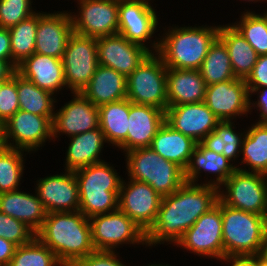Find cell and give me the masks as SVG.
<instances>
[{"label": "cell", "instance_id": "cell-1", "mask_svg": "<svg viewBox=\"0 0 267 266\" xmlns=\"http://www.w3.org/2000/svg\"><path fill=\"white\" fill-rule=\"evenodd\" d=\"M219 200V189L185 182L174 193L163 196L155 223L146 232V247L175 244L202 215Z\"/></svg>", "mask_w": 267, "mask_h": 266}, {"label": "cell", "instance_id": "cell-2", "mask_svg": "<svg viewBox=\"0 0 267 266\" xmlns=\"http://www.w3.org/2000/svg\"><path fill=\"white\" fill-rule=\"evenodd\" d=\"M36 237L56 254L64 266H73L95 251L90 220L81 211L48 213Z\"/></svg>", "mask_w": 267, "mask_h": 266}, {"label": "cell", "instance_id": "cell-3", "mask_svg": "<svg viewBox=\"0 0 267 266\" xmlns=\"http://www.w3.org/2000/svg\"><path fill=\"white\" fill-rule=\"evenodd\" d=\"M206 26L171 27L159 41H151L152 53H157L167 68L199 70L220 27Z\"/></svg>", "mask_w": 267, "mask_h": 266}, {"label": "cell", "instance_id": "cell-4", "mask_svg": "<svg viewBox=\"0 0 267 266\" xmlns=\"http://www.w3.org/2000/svg\"><path fill=\"white\" fill-rule=\"evenodd\" d=\"M79 190V211L87 218L118 209L122 180L113 165L105 161L74 171Z\"/></svg>", "mask_w": 267, "mask_h": 266}, {"label": "cell", "instance_id": "cell-5", "mask_svg": "<svg viewBox=\"0 0 267 266\" xmlns=\"http://www.w3.org/2000/svg\"><path fill=\"white\" fill-rule=\"evenodd\" d=\"M222 236L224 257L260 255L267 241V216L222 203Z\"/></svg>", "mask_w": 267, "mask_h": 266}, {"label": "cell", "instance_id": "cell-6", "mask_svg": "<svg viewBox=\"0 0 267 266\" xmlns=\"http://www.w3.org/2000/svg\"><path fill=\"white\" fill-rule=\"evenodd\" d=\"M125 157L128 179L149 184L162 197L174 193L185 183L184 170L150 147L130 150Z\"/></svg>", "mask_w": 267, "mask_h": 266}, {"label": "cell", "instance_id": "cell-7", "mask_svg": "<svg viewBox=\"0 0 267 266\" xmlns=\"http://www.w3.org/2000/svg\"><path fill=\"white\" fill-rule=\"evenodd\" d=\"M126 98L135 104L167 109V67L157 53H151L127 77Z\"/></svg>", "mask_w": 267, "mask_h": 266}, {"label": "cell", "instance_id": "cell-8", "mask_svg": "<svg viewBox=\"0 0 267 266\" xmlns=\"http://www.w3.org/2000/svg\"><path fill=\"white\" fill-rule=\"evenodd\" d=\"M96 251H114L123 244L146 245V232L119 208L89 218Z\"/></svg>", "mask_w": 267, "mask_h": 266}, {"label": "cell", "instance_id": "cell-9", "mask_svg": "<svg viewBox=\"0 0 267 266\" xmlns=\"http://www.w3.org/2000/svg\"><path fill=\"white\" fill-rule=\"evenodd\" d=\"M219 200L231 208L267 216V187L264 174L237 169L220 186Z\"/></svg>", "mask_w": 267, "mask_h": 266}, {"label": "cell", "instance_id": "cell-10", "mask_svg": "<svg viewBox=\"0 0 267 266\" xmlns=\"http://www.w3.org/2000/svg\"><path fill=\"white\" fill-rule=\"evenodd\" d=\"M53 118L19 109L2 125V145L28 153L38 150L48 139H53Z\"/></svg>", "mask_w": 267, "mask_h": 266}, {"label": "cell", "instance_id": "cell-11", "mask_svg": "<svg viewBox=\"0 0 267 266\" xmlns=\"http://www.w3.org/2000/svg\"><path fill=\"white\" fill-rule=\"evenodd\" d=\"M66 86L72 92H81L99 65L97 38L73 32L62 57Z\"/></svg>", "mask_w": 267, "mask_h": 266}, {"label": "cell", "instance_id": "cell-12", "mask_svg": "<svg viewBox=\"0 0 267 266\" xmlns=\"http://www.w3.org/2000/svg\"><path fill=\"white\" fill-rule=\"evenodd\" d=\"M176 245L201 257L222 259V202L218 200L214 207L202 214Z\"/></svg>", "mask_w": 267, "mask_h": 266}, {"label": "cell", "instance_id": "cell-13", "mask_svg": "<svg viewBox=\"0 0 267 266\" xmlns=\"http://www.w3.org/2000/svg\"><path fill=\"white\" fill-rule=\"evenodd\" d=\"M128 180H122L118 208L147 232L156 221L163 197L145 182Z\"/></svg>", "mask_w": 267, "mask_h": 266}, {"label": "cell", "instance_id": "cell-14", "mask_svg": "<svg viewBox=\"0 0 267 266\" xmlns=\"http://www.w3.org/2000/svg\"><path fill=\"white\" fill-rule=\"evenodd\" d=\"M72 14L73 32L99 38L118 34L119 0H79Z\"/></svg>", "mask_w": 267, "mask_h": 266}, {"label": "cell", "instance_id": "cell-15", "mask_svg": "<svg viewBox=\"0 0 267 266\" xmlns=\"http://www.w3.org/2000/svg\"><path fill=\"white\" fill-rule=\"evenodd\" d=\"M149 1L151 0H119L118 34L152 53L145 44L154 37L159 18Z\"/></svg>", "mask_w": 267, "mask_h": 266}, {"label": "cell", "instance_id": "cell-16", "mask_svg": "<svg viewBox=\"0 0 267 266\" xmlns=\"http://www.w3.org/2000/svg\"><path fill=\"white\" fill-rule=\"evenodd\" d=\"M204 103L219 121H232L249 110V90L244 79H232L206 87ZM234 117V118H233Z\"/></svg>", "mask_w": 267, "mask_h": 266}, {"label": "cell", "instance_id": "cell-17", "mask_svg": "<svg viewBox=\"0 0 267 266\" xmlns=\"http://www.w3.org/2000/svg\"><path fill=\"white\" fill-rule=\"evenodd\" d=\"M151 52L115 34L97 38L99 65L109 67L128 77Z\"/></svg>", "mask_w": 267, "mask_h": 266}, {"label": "cell", "instance_id": "cell-18", "mask_svg": "<svg viewBox=\"0 0 267 266\" xmlns=\"http://www.w3.org/2000/svg\"><path fill=\"white\" fill-rule=\"evenodd\" d=\"M72 94H74L73 99L54 113L52 121L54 138H58L60 133L71 137L99 128V108L80 92Z\"/></svg>", "mask_w": 267, "mask_h": 266}, {"label": "cell", "instance_id": "cell-19", "mask_svg": "<svg viewBox=\"0 0 267 266\" xmlns=\"http://www.w3.org/2000/svg\"><path fill=\"white\" fill-rule=\"evenodd\" d=\"M50 175L36 181L35 193L48 213L79 211L78 182L74 171Z\"/></svg>", "mask_w": 267, "mask_h": 266}, {"label": "cell", "instance_id": "cell-20", "mask_svg": "<svg viewBox=\"0 0 267 266\" xmlns=\"http://www.w3.org/2000/svg\"><path fill=\"white\" fill-rule=\"evenodd\" d=\"M165 122L176 131L200 143L220 121L202 101L167 107Z\"/></svg>", "mask_w": 267, "mask_h": 266}, {"label": "cell", "instance_id": "cell-21", "mask_svg": "<svg viewBox=\"0 0 267 266\" xmlns=\"http://www.w3.org/2000/svg\"><path fill=\"white\" fill-rule=\"evenodd\" d=\"M38 12L35 53L62 59L73 33L71 12Z\"/></svg>", "mask_w": 267, "mask_h": 266}, {"label": "cell", "instance_id": "cell-22", "mask_svg": "<svg viewBox=\"0 0 267 266\" xmlns=\"http://www.w3.org/2000/svg\"><path fill=\"white\" fill-rule=\"evenodd\" d=\"M127 139L118 147L123 152L150 147L158 129L165 122V111L151 105L131 102Z\"/></svg>", "mask_w": 267, "mask_h": 266}, {"label": "cell", "instance_id": "cell-23", "mask_svg": "<svg viewBox=\"0 0 267 266\" xmlns=\"http://www.w3.org/2000/svg\"><path fill=\"white\" fill-rule=\"evenodd\" d=\"M16 71L53 94L67 87L62 59L33 53L18 65Z\"/></svg>", "mask_w": 267, "mask_h": 266}, {"label": "cell", "instance_id": "cell-24", "mask_svg": "<svg viewBox=\"0 0 267 266\" xmlns=\"http://www.w3.org/2000/svg\"><path fill=\"white\" fill-rule=\"evenodd\" d=\"M228 160L223 154L206 149L201 143H197L191 154L189 163L184 170L185 182L197 184L200 173L203 171L214 174L216 179L204 183L206 185L220 186L237 170L238 166ZM201 171V172H200Z\"/></svg>", "mask_w": 267, "mask_h": 266}, {"label": "cell", "instance_id": "cell-25", "mask_svg": "<svg viewBox=\"0 0 267 266\" xmlns=\"http://www.w3.org/2000/svg\"><path fill=\"white\" fill-rule=\"evenodd\" d=\"M0 211L30 227L37 233L47 217V210L37 194L16 190L0 193Z\"/></svg>", "mask_w": 267, "mask_h": 266}, {"label": "cell", "instance_id": "cell-26", "mask_svg": "<svg viewBox=\"0 0 267 266\" xmlns=\"http://www.w3.org/2000/svg\"><path fill=\"white\" fill-rule=\"evenodd\" d=\"M206 87L198 69L167 68L168 107L204 101Z\"/></svg>", "mask_w": 267, "mask_h": 266}, {"label": "cell", "instance_id": "cell-27", "mask_svg": "<svg viewBox=\"0 0 267 266\" xmlns=\"http://www.w3.org/2000/svg\"><path fill=\"white\" fill-rule=\"evenodd\" d=\"M80 93L97 107L122 100L127 97V77L112 68L98 65Z\"/></svg>", "mask_w": 267, "mask_h": 266}, {"label": "cell", "instance_id": "cell-28", "mask_svg": "<svg viewBox=\"0 0 267 266\" xmlns=\"http://www.w3.org/2000/svg\"><path fill=\"white\" fill-rule=\"evenodd\" d=\"M196 145L197 142L192 138L164 122L152 139L150 148L165 160L172 161L185 170Z\"/></svg>", "mask_w": 267, "mask_h": 266}, {"label": "cell", "instance_id": "cell-29", "mask_svg": "<svg viewBox=\"0 0 267 266\" xmlns=\"http://www.w3.org/2000/svg\"><path fill=\"white\" fill-rule=\"evenodd\" d=\"M70 140L71 143L68 146L64 164L66 170L75 171L104 161L99 155H101L102 148L107 142L100 127L71 136Z\"/></svg>", "mask_w": 267, "mask_h": 266}, {"label": "cell", "instance_id": "cell-30", "mask_svg": "<svg viewBox=\"0 0 267 266\" xmlns=\"http://www.w3.org/2000/svg\"><path fill=\"white\" fill-rule=\"evenodd\" d=\"M218 38L228 50L234 76L246 80L259 55L231 24L220 25Z\"/></svg>", "mask_w": 267, "mask_h": 266}, {"label": "cell", "instance_id": "cell-31", "mask_svg": "<svg viewBox=\"0 0 267 266\" xmlns=\"http://www.w3.org/2000/svg\"><path fill=\"white\" fill-rule=\"evenodd\" d=\"M246 130L242 141V163L248 166L237 168L244 172L267 173V123L258 121ZM251 168V169H250Z\"/></svg>", "mask_w": 267, "mask_h": 266}, {"label": "cell", "instance_id": "cell-32", "mask_svg": "<svg viewBox=\"0 0 267 266\" xmlns=\"http://www.w3.org/2000/svg\"><path fill=\"white\" fill-rule=\"evenodd\" d=\"M131 102L124 98L99 106L100 129L107 143L119 147L128 133V119Z\"/></svg>", "mask_w": 267, "mask_h": 266}, {"label": "cell", "instance_id": "cell-33", "mask_svg": "<svg viewBox=\"0 0 267 266\" xmlns=\"http://www.w3.org/2000/svg\"><path fill=\"white\" fill-rule=\"evenodd\" d=\"M17 94L19 109L39 116H54L56 98L54 94L39 88L17 72Z\"/></svg>", "mask_w": 267, "mask_h": 266}, {"label": "cell", "instance_id": "cell-34", "mask_svg": "<svg viewBox=\"0 0 267 266\" xmlns=\"http://www.w3.org/2000/svg\"><path fill=\"white\" fill-rule=\"evenodd\" d=\"M234 122L220 121L215 129L207 135L200 143L208 150L217 154H223L228 160H235L241 154V147L245 130L243 133H236Z\"/></svg>", "mask_w": 267, "mask_h": 266}, {"label": "cell", "instance_id": "cell-35", "mask_svg": "<svg viewBox=\"0 0 267 266\" xmlns=\"http://www.w3.org/2000/svg\"><path fill=\"white\" fill-rule=\"evenodd\" d=\"M199 70L207 86L236 78L228 50L219 38L210 46Z\"/></svg>", "mask_w": 267, "mask_h": 266}, {"label": "cell", "instance_id": "cell-36", "mask_svg": "<svg viewBox=\"0 0 267 266\" xmlns=\"http://www.w3.org/2000/svg\"><path fill=\"white\" fill-rule=\"evenodd\" d=\"M38 12L9 28L12 66L18 65L35 53Z\"/></svg>", "mask_w": 267, "mask_h": 266}, {"label": "cell", "instance_id": "cell-37", "mask_svg": "<svg viewBox=\"0 0 267 266\" xmlns=\"http://www.w3.org/2000/svg\"><path fill=\"white\" fill-rule=\"evenodd\" d=\"M25 150L0 146V193L19 190L24 170Z\"/></svg>", "mask_w": 267, "mask_h": 266}, {"label": "cell", "instance_id": "cell-38", "mask_svg": "<svg viewBox=\"0 0 267 266\" xmlns=\"http://www.w3.org/2000/svg\"><path fill=\"white\" fill-rule=\"evenodd\" d=\"M231 25L247 40L257 54L267 55V11L256 14L246 10L238 22Z\"/></svg>", "mask_w": 267, "mask_h": 266}, {"label": "cell", "instance_id": "cell-39", "mask_svg": "<svg viewBox=\"0 0 267 266\" xmlns=\"http://www.w3.org/2000/svg\"><path fill=\"white\" fill-rule=\"evenodd\" d=\"M8 266H64L56 254L37 237L16 247Z\"/></svg>", "mask_w": 267, "mask_h": 266}, {"label": "cell", "instance_id": "cell-40", "mask_svg": "<svg viewBox=\"0 0 267 266\" xmlns=\"http://www.w3.org/2000/svg\"><path fill=\"white\" fill-rule=\"evenodd\" d=\"M0 237L18 247L30 243L36 233L25 223L0 211Z\"/></svg>", "mask_w": 267, "mask_h": 266}, {"label": "cell", "instance_id": "cell-41", "mask_svg": "<svg viewBox=\"0 0 267 266\" xmlns=\"http://www.w3.org/2000/svg\"><path fill=\"white\" fill-rule=\"evenodd\" d=\"M32 0H0V27L10 28L26 20L36 12Z\"/></svg>", "mask_w": 267, "mask_h": 266}, {"label": "cell", "instance_id": "cell-42", "mask_svg": "<svg viewBox=\"0 0 267 266\" xmlns=\"http://www.w3.org/2000/svg\"><path fill=\"white\" fill-rule=\"evenodd\" d=\"M19 110L17 71L2 84L0 90V124L3 125Z\"/></svg>", "mask_w": 267, "mask_h": 266}, {"label": "cell", "instance_id": "cell-43", "mask_svg": "<svg viewBox=\"0 0 267 266\" xmlns=\"http://www.w3.org/2000/svg\"><path fill=\"white\" fill-rule=\"evenodd\" d=\"M115 251H94L79 259L73 266H126Z\"/></svg>", "mask_w": 267, "mask_h": 266}, {"label": "cell", "instance_id": "cell-44", "mask_svg": "<svg viewBox=\"0 0 267 266\" xmlns=\"http://www.w3.org/2000/svg\"><path fill=\"white\" fill-rule=\"evenodd\" d=\"M245 82L248 88L267 87V55L258 56L257 62Z\"/></svg>", "mask_w": 267, "mask_h": 266}, {"label": "cell", "instance_id": "cell-45", "mask_svg": "<svg viewBox=\"0 0 267 266\" xmlns=\"http://www.w3.org/2000/svg\"><path fill=\"white\" fill-rule=\"evenodd\" d=\"M248 90H249V110L257 108V111L258 110L260 111L259 121H263L267 117V87L248 88ZM255 93L259 95L258 96L259 99L254 102L253 100H251V97Z\"/></svg>", "mask_w": 267, "mask_h": 266}, {"label": "cell", "instance_id": "cell-46", "mask_svg": "<svg viewBox=\"0 0 267 266\" xmlns=\"http://www.w3.org/2000/svg\"><path fill=\"white\" fill-rule=\"evenodd\" d=\"M0 59L12 65L11 42L8 28L0 27Z\"/></svg>", "mask_w": 267, "mask_h": 266}, {"label": "cell", "instance_id": "cell-47", "mask_svg": "<svg viewBox=\"0 0 267 266\" xmlns=\"http://www.w3.org/2000/svg\"><path fill=\"white\" fill-rule=\"evenodd\" d=\"M16 247L12 242L0 237V266H8Z\"/></svg>", "mask_w": 267, "mask_h": 266}, {"label": "cell", "instance_id": "cell-48", "mask_svg": "<svg viewBox=\"0 0 267 266\" xmlns=\"http://www.w3.org/2000/svg\"><path fill=\"white\" fill-rule=\"evenodd\" d=\"M220 261L230 262L231 266H257V255L225 256Z\"/></svg>", "mask_w": 267, "mask_h": 266}, {"label": "cell", "instance_id": "cell-49", "mask_svg": "<svg viewBox=\"0 0 267 266\" xmlns=\"http://www.w3.org/2000/svg\"><path fill=\"white\" fill-rule=\"evenodd\" d=\"M16 69L5 60L0 59V80H8Z\"/></svg>", "mask_w": 267, "mask_h": 266}, {"label": "cell", "instance_id": "cell-50", "mask_svg": "<svg viewBox=\"0 0 267 266\" xmlns=\"http://www.w3.org/2000/svg\"><path fill=\"white\" fill-rule=\"evenodd\" d=\"M260 257L267 262V241L265 242L264 246L261 249Z\"/></svg>", "mask_w": 267, "mask_h": 266}, {"label": "cell", "instance_id": "cell-51", "mask_svg": "<svg viewBox=\"0 0 267 266\" xmlns=\"http://www.w3.org/2000/svg\"><path fill=\"white\" fill-rule=\"evenodd\" d=\"M257 266H267V262L264 261L260 255H257Z\"/></svg>", "mask_w": 267, "mask_h": 266}, {"label": "cell", "instance_id": "cell-52", "mask_svg": "<svg viewBox=\"0 0 267 266\" xmlns=\"http://www.w3.org/2000/svg\"><path fill=\"white\" fill-rule=\"evenodd\" d=\"M2 145V125L0 124V146Z\"/></svg>", "mask_w": 267, "mask_h": 266}, {"label": "cell", "instance_id": "cell-53", "mask_svg": "<svg viewBox=\"0 0 267 266\" xmlns=\"http://www.w3.org/2000/svg\"><path fill=\"white\" fill-rule=\"evenodd\" d=\"M147 266H170V265H168V264H166V265H162V264H151V265H147Z\"/></svg>", "mask_w": 267, "mask_h": 266}, {"label": "cell", "instance_id": "cell-54", "mask_svg": "<svg viewBox=\"0 0 267 266\" xmlns=\"http://www.w3.org/2000/svg\"><path fill=\"white\" fill-rule=\"evenodd\" d=\"M7 81V80H0V90H1V87H2V84Z\"/></svg>", "mask_w": 267, "mask_h": 266}, {"label": "cell", "instance_id": "cell-55", "mask_svg": "<svg viewBox=\"0 0 267 266\" xmlns=\"http://www.w3.org/2000/svg\"><path fill=\"white\" fill-rule=\"evenodd\" d=\"M244 1H247V0H244ZM249 1H250V2H251V1H252V2H259V1H263V0H248V2H249Z\"/></svg>", "mask_w": 267, "mask_h": 266}, {"label": "cell", "instance_id": "cell-56", "mask_svg": "<svg viewBox=\"0 0 267 266\" xmlns=\"http://www.w3.org/2000/svg\"><path fill=\"white\" fill-rule=\"evenodd\" d=\"M264 177H265V181H266V187H267V173L264 174Z\"/></svg>", "mask_w": 267, "mask_h": 266}, {"label": "cell", "instance_id": "cell-57", "mask_svg": "<svg viewBox=\"0 0 267 266\" xmlns=\"http://www.w3.org/2000/svg\"><path fill=\"white\" fill-rule=\"evenodd\" d=\"M263 122L267 123V117L263 120Z\"/></svg>", "mask_w": 267, "mask_h": 266}]
</instances>
